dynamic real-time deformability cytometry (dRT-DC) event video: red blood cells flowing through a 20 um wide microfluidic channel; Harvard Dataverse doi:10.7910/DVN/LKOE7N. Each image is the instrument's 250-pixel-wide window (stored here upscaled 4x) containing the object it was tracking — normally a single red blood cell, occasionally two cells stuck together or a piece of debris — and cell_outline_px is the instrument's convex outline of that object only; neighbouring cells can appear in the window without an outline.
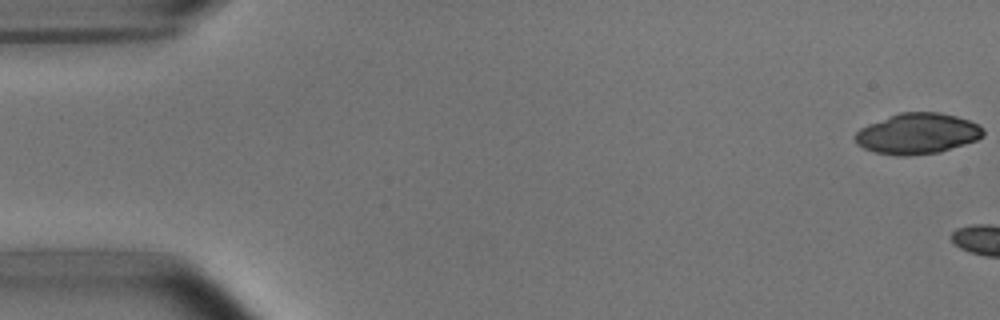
{"species": "common noctule bat (a hibernating species)", "species_latin": "Nyctalus noctula", "temperature_condition": "room temperature", "stored_images_in_passage": 5, "camera_frame_rate_fps": 3000, "um_per_image_px": 0.085, "animal": {"sex": "male", "body_mass_g": 15.6}, "frame": {"image": 1, "passage_image": 1, "time_ms": 0.0, "image_size_px": [1000, 320], "cell_outline_px": [[984, 136], [976, 140], [940, 152], [908, 156], [896, 156], [876, 152], [864, 148], [856, 144], [852, 136], [860, 128], [868, 124], [900, 112], [940, 112], [956, 116], [968, 120], [984, 128]], "centroid_in_image_um": [77.96, 11.36], "position_along_channel_um": 7.0, "area_um2": 30.52}}